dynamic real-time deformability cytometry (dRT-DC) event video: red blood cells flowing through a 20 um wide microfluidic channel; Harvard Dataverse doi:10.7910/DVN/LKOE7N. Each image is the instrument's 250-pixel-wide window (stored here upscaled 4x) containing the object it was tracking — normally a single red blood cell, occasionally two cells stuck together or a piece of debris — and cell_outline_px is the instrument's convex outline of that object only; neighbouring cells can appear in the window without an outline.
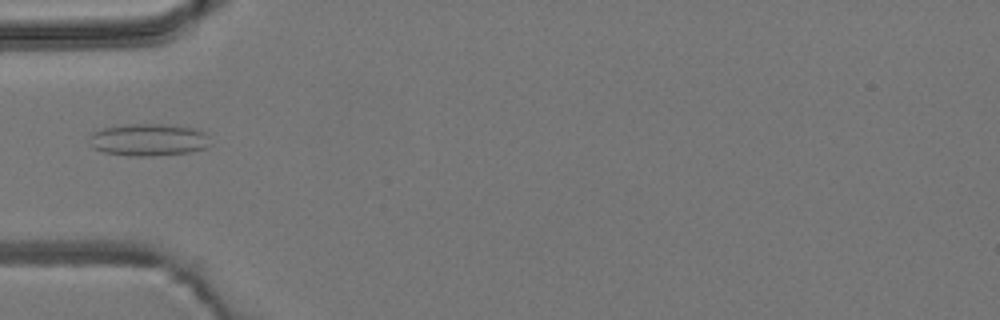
{"species": "common noctule bat (a hibernating species)", "species_latin": "Nyctalus noctula", "temperature_condition": "room temperature", "stored_images_in_passage": 5, "camera_frame_rate_fps": 3000, "um_per_image_px": 0.085, "animal": {"sex": "male", "body_mass_g": 19.2, "forearm_length_mm": 51.8}, "frame": {"image": 1, "passage_image": 5, "time_ms": 4.667, "image_size_px": [1000, 320], "cell_outline_px": [[212, 144], [204, 148], [188, 152], [152, 156], [132, 156], [104, 152], [92, 148], [88, 144], [88, 136], [92, 132], [104, 128], [124, 124], [164, 124], [192, 128], [204, 132], [208, 136]], "centroid_in_image_um": [12.58, 11.88], "position_along_channel_um": 72.4, "area_um2": 22.89}}